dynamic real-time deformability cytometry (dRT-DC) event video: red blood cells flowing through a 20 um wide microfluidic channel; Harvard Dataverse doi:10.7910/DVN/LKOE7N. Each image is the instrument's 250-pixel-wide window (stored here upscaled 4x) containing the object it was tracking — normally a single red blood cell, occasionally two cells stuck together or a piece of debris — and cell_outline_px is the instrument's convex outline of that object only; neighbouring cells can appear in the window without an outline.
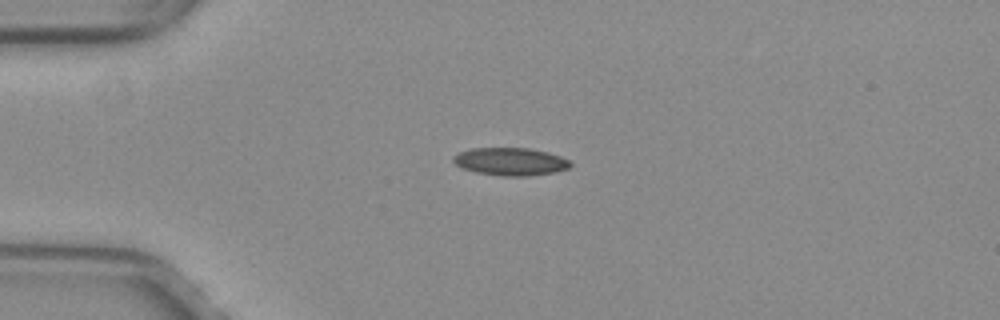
{"species": "common noctule bat (a hibernating species)", "species_latin": "Nyctalus noctula", "temperature_condition": "warm", "stored_images_in_passage": 40, "camera_frame_rate_fps": 3000, "um_per_image_px": 0.085, "animal": {"sex": "female", "body_mass_g": 29.2, "forearm_length_mm": 56.3}, "frame": {"image": 1, "passage_image": 1, "time_ms": 0.0, "image_size_px": [1000, 320], "cell_outline_px": [[572, 164], [568, 168], [556, 172], [524, 176], [500, 176], [476, 172], [464, 168], [456, 164], [452, 160], [452, 156], [460, 152], [472, 148], [528, 148], [548, 152], [560, 156], [568, 160]], "centroid_in_image_um": [43.39, 13.73], "position_along_channel_um": 41.6, "area_um2": 18.84}}
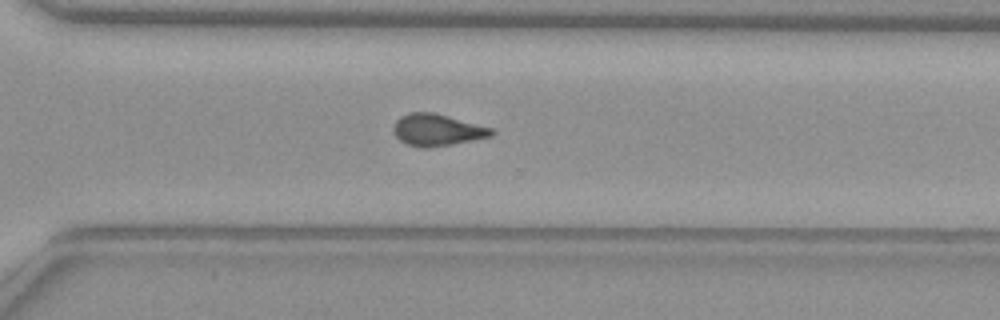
{"frame": {"image": 2, "passage_image": 25, "time_ms": 8.0, "image_size_px": [1000, 320], "cell_outline_px": [[496, 132], [492, 136], [452, 144], [428, 148], [420, 148], [408, 144], [400, 140], [396, 136], [392, 128], [396, 120], [400, 116], [408, 112], [436, 112], [492, 128]], "centroid_in_image_um": [37.15, 11.03], "position_along_channel_um": 333.5, "area_um2": 18.32}}
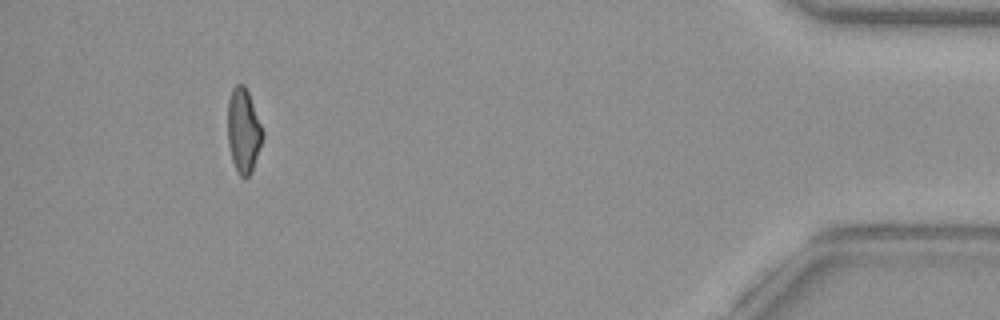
{"frame": {"image": 3, "passage_image": 36, "time_ms": 11.667, "image_size_px": [1000, 320], "cell_outline_px": [[264, 136], [252, 172], [248, 176], [240, 176], [236, 172], [232, 160], [228, 144], [228, 100], [232, 88], [236, 84], [244, 84], [248, 92], [264, 132]], "centroid_in_image_um": [20.69, 11.11], "position_along_channel_um": 414.5, "area_um2": 17.22}, "authors_computed_cell_mechanics": {"area_um2": 18.2359, "velocity_mm_per_s": 4.0093, "shape_relaxation_time_tau1_ms": null, "shape_relaxation_time_tau2_ms": 2.3728, "deformation_change_tau1": null, "deformation_change_tau2": 0.0965}}